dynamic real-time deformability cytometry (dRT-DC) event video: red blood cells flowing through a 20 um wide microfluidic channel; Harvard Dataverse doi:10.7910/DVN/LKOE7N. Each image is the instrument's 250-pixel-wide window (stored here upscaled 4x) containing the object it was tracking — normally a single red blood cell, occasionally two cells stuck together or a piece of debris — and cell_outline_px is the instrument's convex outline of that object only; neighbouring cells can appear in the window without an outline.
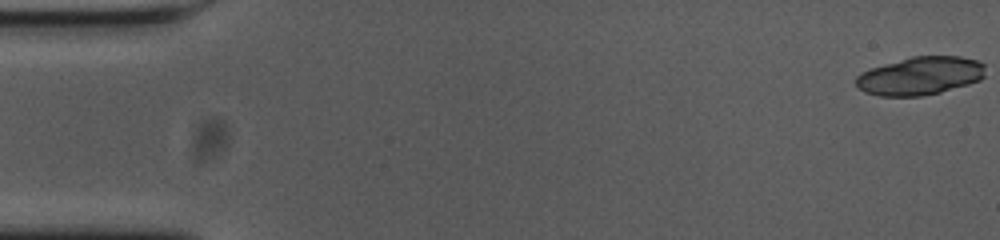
{"species": "common noctule bat (a hibernating species)", "species_latin": "Nyctalus noctula", "temperature_condition": "cold", "stored_images_in_passage": 20, "camera_frame_rate_fps": 3000, "um_per_image_px": 0.085, "animal": {"sex": "female", "body_mass_g": 23.0, "forearm_length_mm": 53.4}, "frame": {"image": 1, "passage_image": 1, "time_ms": 0.0, "image_size_px": [1000, 240], "cell_outline_px": [[984, 76], [980, 80], [968, 84], [940, 92], [920, 96], [880, 96], [864, 92], [856, 84], [856, 76], [860, 72], [868, 68], [912, 56], [960, 56], [976, 60], [984, 64]], "centroid_in_image_um": [78.19, 6.44], "position_along_channel_um": 6.8, "area_um2": 28.84}}